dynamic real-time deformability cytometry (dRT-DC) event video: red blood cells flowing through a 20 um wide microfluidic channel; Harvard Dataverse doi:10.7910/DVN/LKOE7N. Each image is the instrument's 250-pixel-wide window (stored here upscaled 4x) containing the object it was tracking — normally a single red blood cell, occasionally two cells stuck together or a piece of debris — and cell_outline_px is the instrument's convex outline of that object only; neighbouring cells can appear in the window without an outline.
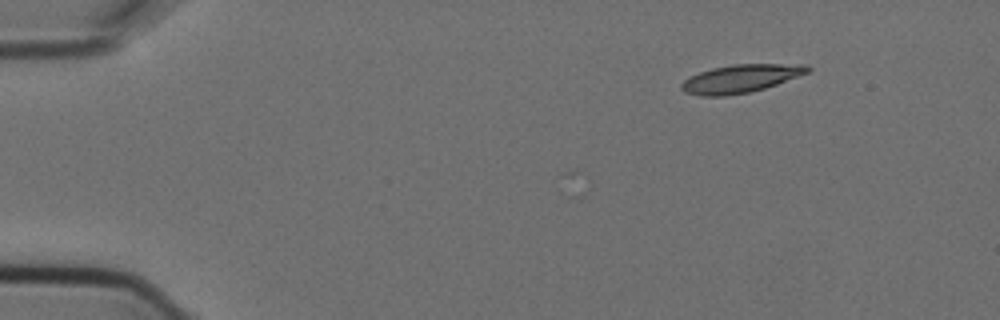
{"species": "Egyptian fruit bat (a non-hibernating species)", "species_latin": "Rousettus aegyptiacus", "temperature_condition": "cold", "stored_images_in_passage": 5, "camera_frame_rate_fps": 3000, "um_per_image_px": 0.085, "animal": {"sex": "female"}, "frame": {"image": 1, "passage_image": 2, "time_ms": 0.333, "image_size_px": [1000, 320], "cell_outline_px": [[812, 68], [808, 72], [776, 84], [764, 88], [748, 92], [724, 96], [700, 96], [684, 92], [680, 88], [680, 84], [688, 76], [712, 68], [732, 64], [808, 64]], "centroid_in_image_um": [62.91, 6.67], "position_along_channel_um": 22.1, "area_um2": 20.63}}
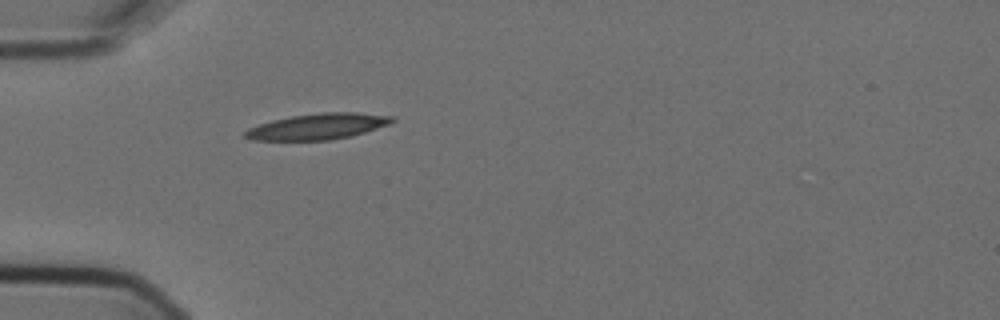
{"frame": {"image": 2, "passage_image": 5, "time_ms": 1.333, "image_size_px": [1000, 320], "cell_outline_px": [[396, 120], [388, 124], [352, 136], [328, 140], [252, 140], [244, 136], [244, 132], [248, 128], [272, 120], [292, 116], [320, 112], [356, 112], [392, 116]], "centroid_in_image_um": [27.0, 10.74], "position_along_channel_um": 58.0, "area_um2": 22.08}}